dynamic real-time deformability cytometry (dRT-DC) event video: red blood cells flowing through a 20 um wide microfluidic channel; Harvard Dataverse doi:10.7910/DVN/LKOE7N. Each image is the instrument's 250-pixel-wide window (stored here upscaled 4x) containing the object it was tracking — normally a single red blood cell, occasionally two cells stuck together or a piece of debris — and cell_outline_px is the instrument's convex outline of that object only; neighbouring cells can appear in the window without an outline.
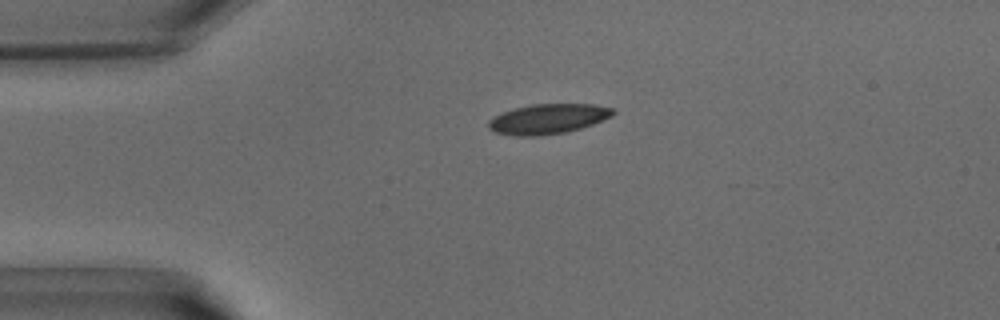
{"species": "common noctule bat (a hibernating species)", "species_latin": "Nyctalus noctula", "temperature_condition": "warm", "stored_images_in_passage": 28, "camera_frame_rate_fps": 3000, "um_per_image_px": 0.085, "animal": {"sex": "male", "body_mass_g": 15.6}, "frame": {"image": 1, "passage_image": 1, "time_ms": 0.0, "image_size_px": [1000, 320], "cell_outline_px": [[616, 112], [612, 116], [592, 124], [580, 128], [564, 132], [540, 136], [516, 136], [496, 132], [488, 128], [488, 120], [504, 112], [516, 108], [532, 104], [592, 104], [612, 108]], "centroid_in_image_um": [46.58, 10.11], "position_along_channel_um": 38.4, "area_um2": 21.5}}
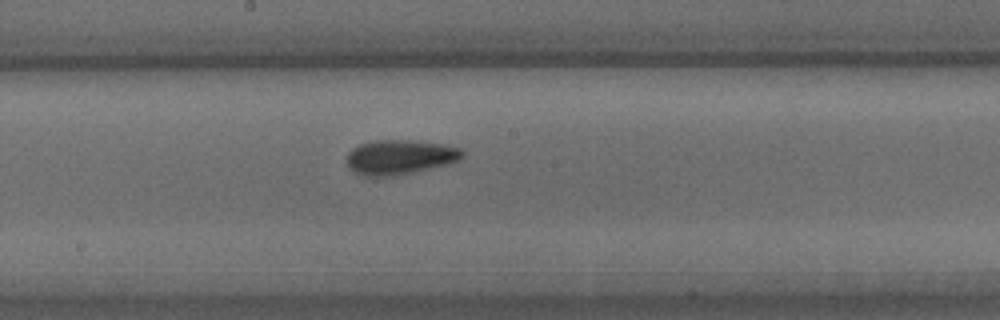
{"frame": {"image": 2, "passage_image": 13, "time_ms": 4.0, "image_size_px": [1000, 320], "cell_outline_px": [[464, 156], [460, 160], [448, 164], [412, 172], [392, 176], [360, 176], [348, 168], [348, 152], [352, 148], [360, 144], [376, 140], [408, 140], [444, 144], [460, 148], [464, 152]], "centroid_in_image_um": [33.99, 13.35], "position_along_channel_um": 214.2, "area_um2": 23.35}}
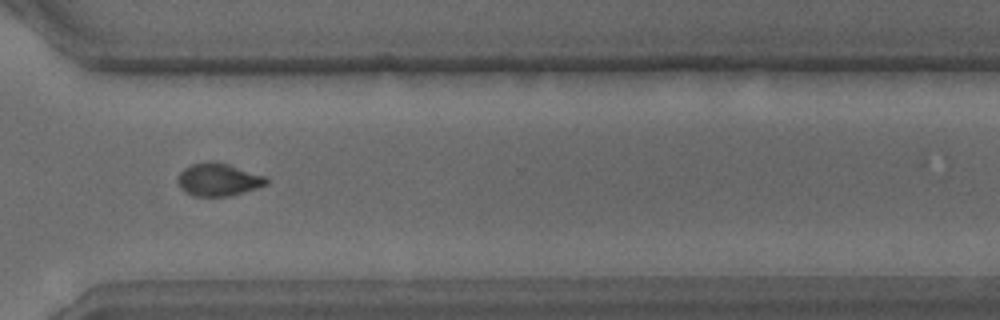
{"frame": {"image": 3, "passage_image": 22, "time_ms": 7.0, "image_size_px": [1000, 320], "cell_outline_px": [[268, 184], [244, 192], [228, 196], [192, 196], [180, 188], [176, 180], [180, 172], [184, 168], [192, 164], [208, 160], [228, 164], [268, 176]], "centroid_in_image_um": [18.56, 15.26], "position_along_channel_um": 352.0, "area_um2": 17.11}}